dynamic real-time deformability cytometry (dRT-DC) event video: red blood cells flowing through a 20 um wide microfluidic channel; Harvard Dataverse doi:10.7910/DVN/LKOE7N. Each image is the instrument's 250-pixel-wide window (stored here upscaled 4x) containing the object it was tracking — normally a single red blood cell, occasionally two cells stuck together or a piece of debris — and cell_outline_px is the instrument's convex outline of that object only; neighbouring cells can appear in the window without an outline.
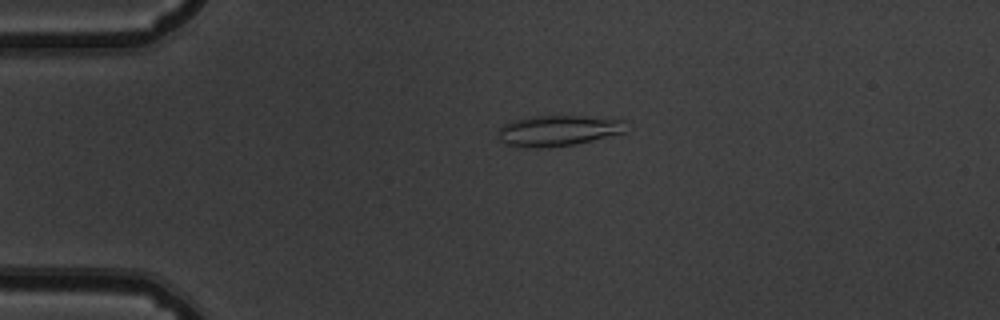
{"species": "common noctule bat (a hibernating species)", "species_latin": "Nyctalus noctula", "temperature_condition": "warm", "stored_images_in_passage": 53, "camera_frame_rate_fps": 3000, "um_per_image_px": 0.085, "animal": {"sex": "male", "body_mass_g": 19.5, "forearm_length_mm": 54.6}, "frame": {"image": 1, "passage_image": 12, "time_ms": 3.667, "image_size_px": [1000, 320], "cell_outline_px": [[624, 132], [576, 144], [540, 148], [520, 148], [504, 144], [500, 140], [496, 132], [504, 124], [512, 120], [532, 116], [584, 116], [624, 120]], "centroid_in_image_um": [47.34, 11.11], "position_along_channel_um": 37.7, "area_um2": 22.95}}
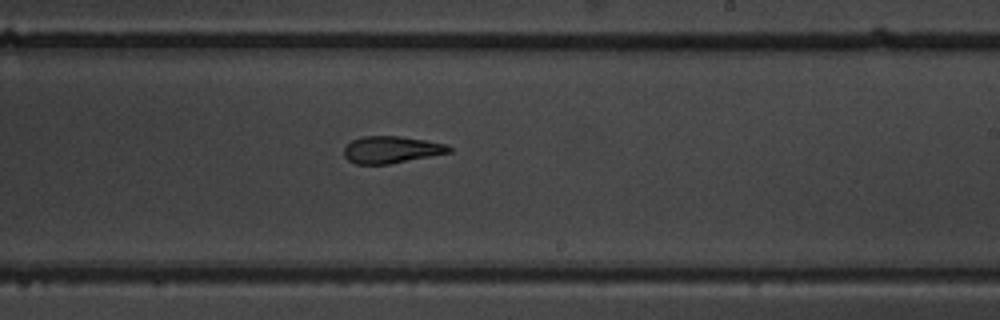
{"frame": {"image": 2, "passage_image": 32, "time_ms": 10.333, "image_size_px": [1000, 320], "cell_outline_px": [[452, 152], [388, 164], [356, 164], [348, 160], [344, 156], [344, 148], [352, 140], [364, 136], [400, 136], [448, 144], [452, 148]], "centroid_in_image_um": [33.27, 12.72], "position_along_channel_um": 255.7, "area_um2": 16.47}}
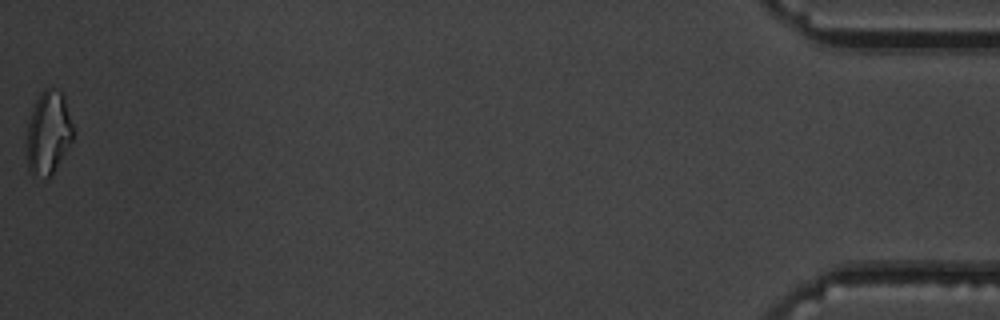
{"frame": {"image": 3, "passage_image": 53, "time_ms": 17.333, "image_size_px": [1000, 320], "cell_outline_px": [[72, 140], [52, 176], [48, 180], [32, 176], [28, 172], [28, 124], [36, 100], [40, 92], [44, 88], [52, 88], [60, 92], [64, 96], [72, 124]], "centroid_in_image_um": [4.11, 11.35], "position_along_channel_um": 431.1, "area_um2": 22.37}, "authors_computed_cell_mechanics": {"area_um2": 18.3804, "velocity_mm_per_s": 3.8431, "shape_relaxation_time_tau1_ms": null, "shape_relaxation_time_tau2_ms": 4.4565, "deformation_change_tau1": null, "deformation_change_tau2": 0.1466}}